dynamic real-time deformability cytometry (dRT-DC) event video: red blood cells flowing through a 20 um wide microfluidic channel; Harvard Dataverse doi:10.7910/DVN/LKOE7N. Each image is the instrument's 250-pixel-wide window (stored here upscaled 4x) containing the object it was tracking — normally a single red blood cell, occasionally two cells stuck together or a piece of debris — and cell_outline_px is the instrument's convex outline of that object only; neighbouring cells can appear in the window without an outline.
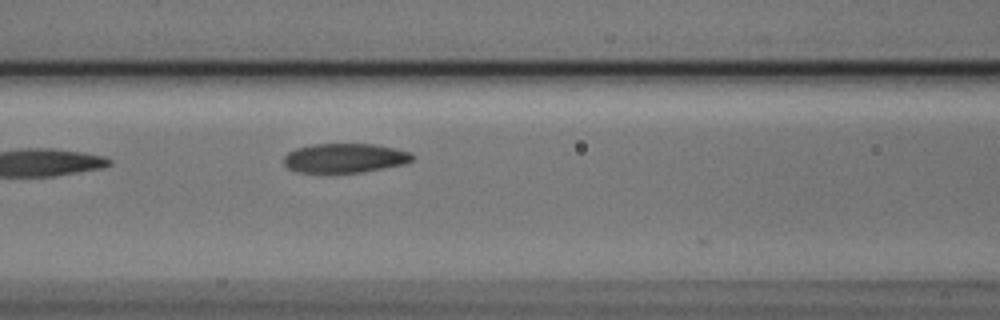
{"species": "Egyptian fruit bat (a non-hibernating species)", "species_latin": "Rousettus aegyptiacus", "temperature_condition": "cold", "stored_images_in_passage": 7, "camera_frame_rate_fps": 3000, "um_per_image_px": 0.085, "animal": {"sex": "male"}, "frame": {"image": 1, "passage_image": 7, "time_ms": 2.0, "image_size_px": [1000, 320], "cell_outline_px": [[412, 160], [404, 164], [364, 172], [296, 172], [288, 168], [284, 164], [284, 156], [288, 152], [296, 148], [312, 144], [372, 144], [412, 152]], "centroid_in_image_um": [29.28, 13.43], "position_along_channel_um": 137.3, "area_um2": 21.85}}